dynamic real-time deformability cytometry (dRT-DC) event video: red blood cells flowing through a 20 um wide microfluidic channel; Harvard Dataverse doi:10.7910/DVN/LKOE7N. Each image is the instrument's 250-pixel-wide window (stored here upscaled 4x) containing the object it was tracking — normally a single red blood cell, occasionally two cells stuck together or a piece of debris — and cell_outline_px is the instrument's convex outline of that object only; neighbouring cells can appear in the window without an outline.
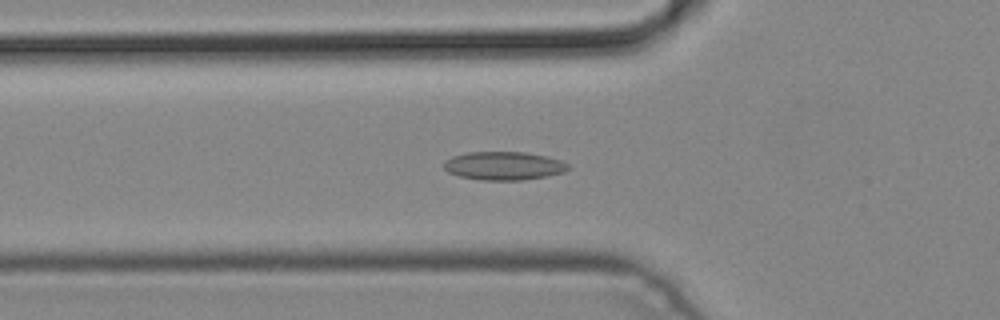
{"species": "common noctule bat (a hibernating species)", "species_latin": "Nyctalus noctula", "temperature_condition": "cold", "stored_images_in_passage": 50, "camera_frame_rate_fps": 3000, "um_per_image_px": 0.085, "animal": {"sex": "male", "body_mass_g": 19.2, "forearm_length_mm": 51.8}, "frame": {"image": 1, "passage_image": 17, "time_ms": 5.333, "image_size_px": [1000, 320], "cell_outline_px": [[568, 168], [564, 172], [548, 176], [524, 180], [480, 180], [460, 176], [448, 172], [444, 168], [444, 160], [452, 156], [468, 152], [524, 152], [548, 156], [560, 160], [568, 164]], "centroid_in_image_um": [42.81, 14.09], "position_along_channel_um": 83.0, "area_um2": 20.63}}
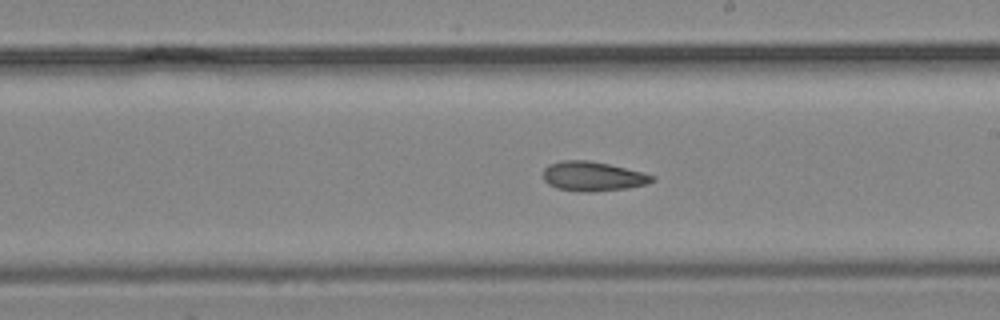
{"frame": {"image": 2, "passage_image": 28, "time_ms": 9.0, "image_size_px": [1000, 320], "cell_outline_px": [[656, 180], [648, 184], [628, 188], [592, 192], [580, 192], [556, 188], [548, 184], [544, 180], [544, 168], [548, 164], [560, 160], [588, 160], [608, 164], [644, 172], [656, 176]], "centroid_in_image_um": [50.41, 14.99], "position_along_channel_um": 238.6, "area_um2": 19.02}}
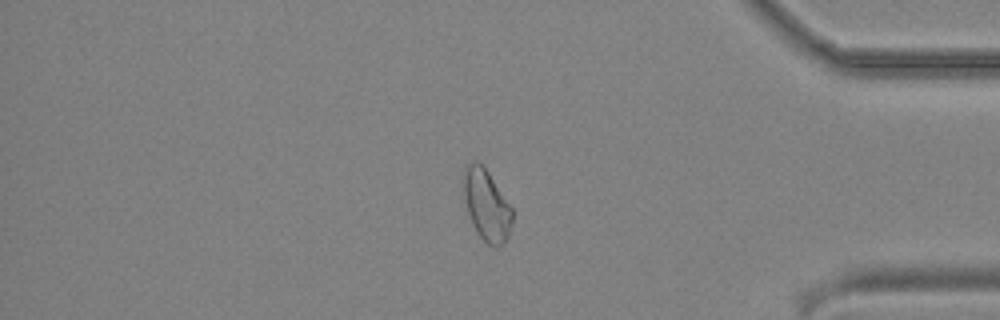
{"frame": {"image": 3, "passage_image": 41, "time_ms": 13.333, "image_size_px": [1000, 320], "cell_outline_px": [[512, 224], [508, 236], [504, 244], [496, 248], [492, 248], [476, 232], [472, 224], [468, 212], [460, 180], [464, 168], [472, 160], [476, 160], [488, 172], [512, 208]], "centroid_in_image_um": [41.33, 17.43], "position_along_channel_um": 393.9, "area_um2": 20.46}}